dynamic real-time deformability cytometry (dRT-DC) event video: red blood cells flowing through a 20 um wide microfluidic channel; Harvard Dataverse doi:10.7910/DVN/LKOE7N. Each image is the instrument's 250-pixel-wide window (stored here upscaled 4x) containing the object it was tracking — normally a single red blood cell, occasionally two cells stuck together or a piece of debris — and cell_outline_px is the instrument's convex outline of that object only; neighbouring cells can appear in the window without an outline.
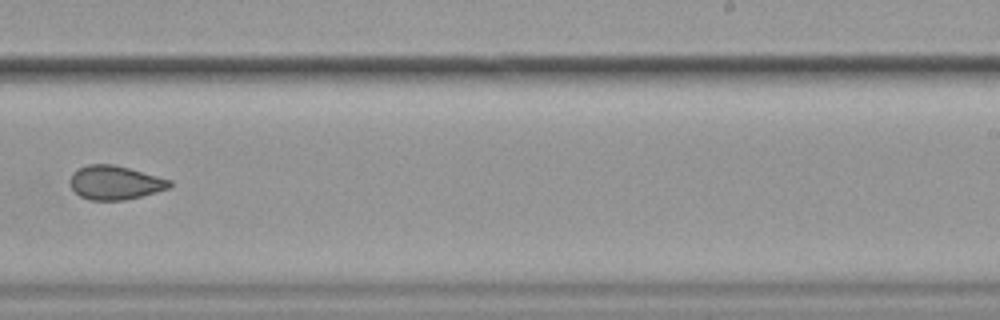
{"species": "common noctule bat (a hibernating species)", "species_latin": "Nyctalus noctula", "temperature_condition": "cold", "stored_images_in_passage": 16, "camera_frame_rate_fps": 3000, "um_per_image_px": 0.085, "animal": {"sex": "female", "body_mass_g": 19.9}, "frame": {"image": 1, "passage_image": 10, "time_ms": 3.0, "image_size_px": [1000, 320], "cell_outline_px": [[172, 188], [124, 200], [88, 200], [80, 196], [72, 188], [68, 180], [72, 172], [88, 164], [112, 164], [128, 168], [172, 180]], "centroid_in_image_um": [9.77, 15.52], "position_along_channel_um": 279.2, "area_um2": 19.71}}
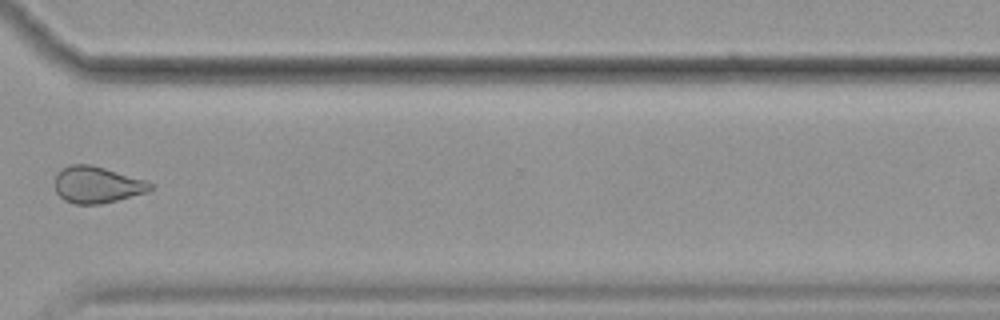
{"frame": {"image": 2, "passage_image": 12, "time_ms": 3.667, "image_size_px": [1000, 320], "cell_outline_px": [[152, 188], [144, 192], [116, 200], [100, 204], [76, 204], [64, 200], [56, 192], [56, 172], [72, 164], [88, 164], [104, 168], [144, 180], [152, 184]], "centroid_in_image_um": [8.19, 15.7], "position_along_channel_um": 362.4, "area_um2": 19.83}}